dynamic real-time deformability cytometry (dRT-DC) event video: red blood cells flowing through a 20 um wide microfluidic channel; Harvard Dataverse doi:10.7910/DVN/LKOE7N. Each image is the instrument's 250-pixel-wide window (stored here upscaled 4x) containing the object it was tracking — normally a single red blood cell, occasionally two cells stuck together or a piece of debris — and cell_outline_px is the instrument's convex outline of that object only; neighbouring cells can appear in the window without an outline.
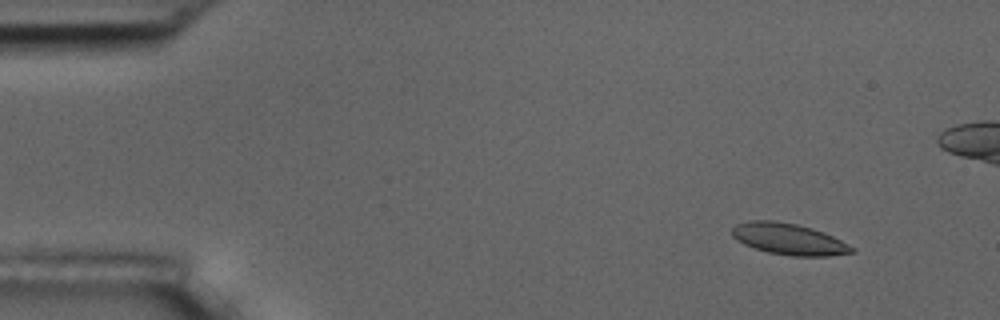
{"species": "common noctule bat (a hibernating species)", "species_latin": "Nyctalus noctula", "temperature_condition": "room temperature", "stored_images_in_passage": 5, "camera_frame_rate_fps": 3000, "um_per_image_px": 0.085, "animal": {"sex": "male", "body_mass_g": 17.5, "forearm_length_mm": 52.3}, "frame": {"image": 1, "passage_image": 1, "time_ms": 0.0, "image_size_px": [1000, 320], "cell_outline_px": [[856, 252], [828, 256], [792, 256], [768, 252], [744, 244], [736, 240], [732, 236], [732, 228], [736, 224], [752, 220], [776, 220], [796, 224], [812, 228], [832, 236], [856, 248]], "centroid_in_image_um": [67.05, 20.32], "position_along_channel_um": 18.0, "area_um2": 21.85}}